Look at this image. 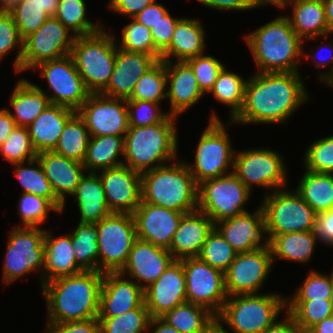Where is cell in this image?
<instances>
[{"label": "cell", "instance_id": "obj_5", "mask_svg": "<svg viewBox=\"0 0 333 333\" xmlns=\"http://www.w3.org/2000/svg\"><path fill=\"white\" fill-rule=\"evenodd\" d=\"M142 201L189 213L198 208V184L187 162L173 161L141 174Z\"/></svg>", "mask_w": 333, "mask_h": 333}, {"label": "cell", "instance_id": "obj_50", "mask_svg": "<svg viewBox=\"0 0 333 333\" xmlns=\"http://www.w3.org/2000/svg\"><path fill=\"white\" fill-rule=\"evenodd\" d=\"M8 11L12 14L23 40L37 31L49 18L40 0H22Z\"/></svg>", "mask_w": 333, "mask_h": 333}, {"label": "cell", "instance_id": "obj_36", "mask_svg": "<svg viewBox=\"0 0 333 333\" xmlns=\"http://www.w3.org/2000/svg\"><path fill=\"white\" fill-rule=\"evenodd\" d=\"M318 238L314 231L291 232L274 236L269 242L274 260H286L298 264L311 261Z\"/></svg>", "mask_w": 333, "mask_h": 333}, {"label": "cell", "instance_id": "obj_23", "mask_svg": "<svg viewBox=\"0 0 333 333\" xmlns=\"http://www.w3.org/2000/svg\"><path fill=\"white\" fill-rule=\"evenodd\" d=\"M172 254L165 248L137 238L132 246L127 262L120 271L143 289L154 283L174 261Z\"/></svg>", "mask_w": 333, "mask_h": 333}, {"label": "cell", "instance_id": "obj_27", "mask_svg": "<svg viewBox=\"0 0 333 333\" xmlns=\"http://www.w3.org/2000/svg\"><path fill=\"white\" fill-rule=\"evenodd\" d=\"M212 219L200 210L185 213L174 233L168 251L175 260L198 257L208 234L213 230Z\"/></svg>", "mask_w": 333, "mask_h": 333}, {"label": "cell", "instance_id": "obj_7", "mask_svg": "<svg viewBox=\"0 0 333 333\" xmlns=\"http://www.w3.org/2000/svg\"><path fill=\"white\" fill-rule=\"evenodd\" d=\"M116 50V37L105 25L96 33L75 37L70 55L90 93H101L109 84Z\"/></svg>", "mask_w": 333, "mask_h": 333}, {"label": "cell", "instance_id": "obj_55", "mask_svg": "<svg viewBox=\"0 0 333 333\" xmlns=\"http://www.w3.org/2000/svg\"><path fill=\"white\" fill-rule=\"evenodd\" d=\"M192 69L200 90L206 95L213 88L220 71L225 66L218 59L205 53L185 61Z\"/></svg>", "mask_w": 333, "mask_h": 333}, {"label": "cell", "instance_id": "obj_35", "mask_svg": "<svg viewBox=\"0 0 333 333\" xmlns=\"http://www.w3.org/2000/svg\"><path fill=\"white\" fill-rule=\"evenodd\" d=\"M121 155L124 156L123 136H91L82 164L86 172L98 173L122 165L123 159L119 158Z\"/></svg>", "mask_w": 333, "mask_h": 333}, {"label": "cell", "instance_id": "obj_60", "mask_svg": "<svg viewBox=\"0 0 333 333\" xmlns=\"http://www.w3.org/2000/svg\"><path fill=\"white\" fill-rule=\"evenodd\" d=\"M155 0H109L108 9L131 19Z\"/></svg>", "mask_w": 333, "mask_h": 333}, {"label": "cell", "instance_id": "obj_24", "mask_svg": "<svg viewBox=\"0 0 333 333\" xmlns=\"http://www.w3.org/2000/svg\"><path fill=\"white\" fill-rule=\"evenodd\" d=\"M214 228L237 253L249 252L268 244L261 205L254 212H243L214 224ZM263 240V241H262Z\"/></svg>", "mask_w": 333, "mask_h": 333}, {"label": "cell", "instance_id": "obj_12", "mask_svg": "<svg viewBox=\"0 0 333 333\" xmlns=\"http://www.w3.org/2000/svg\"><path fill=\"white\" fill-rule=\"evenodd\" d=\"M98 232V271L120 272L137 239L133 215L112 213L95 224Z\"/></svg>", "mask_w": 333, "mask_h": 333}, {"label": "cell", "instance_id": "obj_37", "mask_svg": "<svg viewBox=\"0 0 333 333\" xmlns=\"http://www.w3.org/2000/svg\"><path fill=\"white\" fill-rule=\"evenodd\" d=\"M161 318L180 333H210L217 326L214 313L190 302L176 306Z\"/></svg>", "mask_w": 333, "mask_h": 333}, {"label": "cell", "instance_id": "obj_8", "mask_svg": "<svg viewBox=\"0 0 333 333\" xmlns=\"http://www.w3.org/2000/svg\"><path fill=\"white\" fill-rule=\"evenodd\" d=\"M211 114L209 123L198 140L196 150L193 151L194 162L187 163L197 184L233 172L236 150L232 148L226 124L221 122L214 110Z\"/></svg>", "mask_w": 333, "mask_h": 333}, {"label": "cell", "instance_id": "obj_69", "mask_svg": "<svg viewBox=\"0 0 333 333\" xmlns=\"http://www.w3.org/2000/svg\"><path fill=\"white\" fill-rule=\"evenodd\" d=\"M327 21V28L330 34L333 33V0H323Z\"/></svg>", "mask_w": 333, "mask_h": 333}, {"label": "cell", "instance_id": "obj_67", "mask_svg": "<svg viewBox=\"0 0 333 333\" xmlns=\"http://www.w3.org/2000/svg\"><path fill=\"white\" fill-rule=\"evenodd\" d=\"M306 333H333V315L316 323Z\"/></svg>", "mask_w": 333, "mask_h": 333}, {"label": "cell", "instance_id": "obj_42", "mask_svg": "<svg viewBox=\"0 0 333 333\" xmlns=\"http://www.w3.org/2000/svg\"><path fill=\"white\" fill-rule=\"evenodd\" d=\"M71 234L75 261L84 271H98V232L93 223L78 222Z\"/></svg>", "mask_w": 333, "mask_h": 333}, {"label": "cell", "instance_id": "obj_34", "mask_svg": "<svg viewBox=\"0 0 333 333\" xmlns=\"http://www.w3.org/2000/svg\"><path fill=\"white\" fill-rule=\"evenodd\" d=\"M291 6V16L287 15L291 27L303 40H317L332 35L328 32L323 0H302L287 2Z\"/></svg>", "mask_w": 333, "mask_h": 333}, {"label": "cell", "instance_id": "obj_29", "mask_svg": "<svg viewBox=\"0 0 333 333\" xmlns=\"http://www.w3.org/2000/svg\"><path fill=\"white\" fill-rule=\"evenodd\" d=\"M46 229L44 236V269L42 284L53 279L84 271L75 261L71 234L52 236Z\"/></svg>", "mask_w": 333, "mask_h": 333}, {"label": "cell", "instance_id": "obj_20", "mask_svg": "<svg viewBox=\"0 0 333 333\" xmlns=\"http://www.w3.org/2000/svg\"><path fill=\"white\" fill-rule=\"evenodd\" d=\"M144 297L151 318H161L176 306L187 302L182 262L174 260L154 283L144 289Z\"/></svg>", "mask_w": 333, "mask_h": 333}, {"label": "cell", "instance_id": "obj_53", "mask_svg": "<svg viewBox=\"0 0 333 333\" xmlns=\"http://www.w3.org/2000/svg\"><path fill=\"white\" fill-rule=\"evenodd\" d=\"M304 169L333 174V136L315 140L304 153Z\"/></svg>", "mask_w": 333, "mask_h": 333}, {"label": "cell", "instance_id": "obj_31", "mask_svg": "<svg viewBox=\"0 0 333 333\" xmlns=\"http://www.w3.org/2000/svg\"><path fill=\"white\" fill-rule=\"evenodd\" d=\"M76 111L49 104L27 127L32 144L37 151H53L57 146L66 122Z\"/></svg>", "mask_w": 333, "mask_h": 333}, {"label": "cell", "instance_id": "obj_4", "mask_svg": "<svg viewBox=\"0 0 333 333\" xmlns=\"http://www.w3.org/2000/svg\"><path fill=\"white\" fill-rule=\"evenodd\" d=\"M176 120L168 115L158 124L129 127L124 136L123 164L142 174L177 160Z\"/></svg>", "mask_w": 333, "mask_h": 333}, {"label": "cell", "instance_id": "obj_30", "mask_svg": "<svg viewBox=\"0 0 333 333\" xmlns=\"http://www.w3.org/2000/svg\"><path fill=\"white\" fill-rule=\"evenodd\" d=\"M205 30L198 19L182 17L176 24L169 46L161 53V61H187L205 52Z\"/></svg>", "mask_w": 333, "mask_h": 333}, {"label": "cell", "instance_id": "obj_46", "mask_svg": "<svg viewBox=\"0 0 333 333\" xmlns=\"http://www.w3.org/2000/svg\"><path fill=\"white\" fill-rule=\"evenodd\" d=\"M151 317L146 306L117 317H98L100 333H146Z\"/></svg>", "mask_w": 333, "mask_h": 333}, {"label": "cell", "instance_id": "obj_40", "mask_svg": "<svg viewBox=\"0 0 333 333\" xmlns=\"http://www.w3.org/2000/svg\"><path fill=\"white\" fill-rule=\"evenodd\" d=\"M26 163L28 164L27 166L24 165ZM26 163L12 164L15 166L14 175L23 187L22 193L42 196L48 199L61 212L64 203L55 195L38 159L35 158Z\"/></svg>", "mask_w": 333, "mask_h": 333}, {"label": "cell", "instance_id": "obj_73", "mask_svg": "<svg viewBox=\"0 0 333 333\" xmlns=\"http://www.w3.org/2000/svg\"><path fill=\"white\" fill-rule=\"evenodd\" d=\"M330 302L333 306V269H332V272H331V297H330Z\"/></svg>", "mask_w": 333, "mask_h": 333}, {"label": "cell", "instance_id": "obj_54", "mask_svg": "<svg viewBox=\"0 0 333 333\" xmlns=\"http://www.w3.org/2000/svg\"><path fill=\"white\" fill-rule=\"evenodd\" d=\"M286 300H323L331 297V274L326 275L312 270L296 289V292Z\"/></svg>", "mask_w": 333, "mask_h": 333}, {"label": "cell", "instance_id": "obj_52", "mask_svg": "<svg viewBox=\"0 0 333 333\" xmlns=\"http://www.w3.org/2000/svg\"><path fill=\"white\" fill-rule=\"evenodd\" d=\"M18 49L13 62L14 71L21 72V58L23 53V39L14 22L12 14L8 10H0V60L8 53Z\"/></svg>", "mask_w": 333, "mask_h": 333}, {"label": "cell", "instance_id": "obj_59", "mask_svg": "<svg viewBox=\"0 0 333 333\" xmlns=\"http://www.w3.org/2000/svg\"><path fill=\"white\" fill-rule=\"evenodd\" d=\"M314 232L321 243L333 247V208L316 214Z\"/></svg>", "mask_w": 333, "mask_h": 333}, {"label": "cell", "instance_id": "obj_39", "mask_svg": "<svg viewBox=\"0 0 333 333\" xmlns=\"http://www.w3.org/2000/svg\"><path fill=\"white\" fill-rule=\"evenodd\" d=\"M90 132L84 119L76 112L65 124L54 152L68 159L83 163Z\"/></svg>", "mask_w": 333, "mask_h": 333}, {"label": "cell", "instance_id": "obj_19", "mask_svg": "<svg viewBox=\"0 0 333 333\" xmlns=\"http://www.w3.org/2000/svg\"><path fill=\"white\" fill-rule=\"evenodd\" d=\"M98 173L112 213L133 214L142 201L141 173L124 164Z\"/></svg>", "mask_w": 333, "mask_h": 333}, {"label": "cell", "instance_id": "obj_28", "mask_svg": "<svg viewBox=\"0 0 333 333\" xmlns=\"http://www.w3.org/2000/svg\"><path fill=\"white\" fill-rule=\"evenodd\" d=\"M51 183L55 195L64 203L71 196L86 170L82 163L68 159L54 151L39 152L36 157Z\"/></svg>", "mask_w": 333, "mask_h": 333}, {"label": "cell", "instance_id": "obj_65", "mask_svg": "<svg viewBox=\"0 0 333 333\" xmlns=\"http://www.w3.org/2000/svg\"><path fill=\"white\" fill-rule=\"evenodd\" d=\"M15 126V121L10 116L8 110L5 107L0 109V146L7 139Z\"/></svg>", "mask_w": 333, "mask_h": 333}, {"label": "cell", "instance_id": "obj_63", "mask_svg": "<svg viewBox=\"0 0 333 333\" xmlns=\"http://www.w3.org/2000/svg\"><path fill=\"white\" fill-rule=\"evenodd\" d=\"M332 44H333V39H332ZM332 44H326L325 42H322L321 45H319L320 47L316 48L318 49L316 53L319 54V50L321 51V49L323 48H327L328 46H330L331 48V51L333 50V45ZM332 46V47H331ZM329 48V49H330ZM333 52V51H332ZM316 53L313 55V54H306L304 50H302V55H304V57H306V59L308 58H311V59H316L317 58V55ZM331 57H326V58H321L318 62L313 60L314 62H316V65L315 67L316 68H323V67H326L328 66V70L326 72H323V73H319L318 75V79L322 81V83L324 82L325 84H327L332 78H333V54L330 55Z\"/></svg>", "mask_w": 333, "mask_h": 333}, {"label": "cell", "instance_id": "obj_75", "mask_svg": "<svg viewBox=\"0 0 333 333\" xmlns=\"http://www.w3.org/2000/svg\"><path fill=\"white\" fill-rule=\"evenodd\" d=\"M297 1H302V0H287V2H297Z\"/></svg>", "mask_w": 333, "mask_h": 333}, {"label": "cell", "instance_id": "obj_48", "mask_svg": "<svg viewBox=\"0 0 333 333\" xmlns=\"http://www.w3.org/2000/svg\"><path fill=\"white\" fill-rule=\"evenodd\" d=\"M0 154L10 164L33 160L38 153L35 150L27 127L15 126L0 146Z\"/></svg>", "mask_w": 333, "mask_h": 333}, {"label": "cell", "instance_id": "obj_9", "mask_svg": "<svg viewBox=\"0 0 333 333\" xmlns=\"http://www.w3.org/2000/svg\"><path fill=\"white\" fill-rule=\"evenodd\" d=\"M260 203L264 213L265 236L314 231L316 212L295 191L278 189L264 194Z\"/></svg>", "mask_w": 333, "mask_h": 333}, {"label": "cell", "instance_id": "obj_66", "mask_svg": "<svg viewBox=\"0 0 333 333\" xmlns=\"http://www.w3.org/2000/svg\"><path fill=\"white\" fill-rule=\"evenodd\" d=\"M153 327V329H152ZM155 327V328H154ZM149 333H180L178 330L170 326L162 318H151L148 327Z\"/></svg>", "mask_w": 333, "mask_h": 333}, {"label": "cell", "instance_id": "obj_32", "mask_svg": "<svg viewBox=\"0 0 333 333\" xmlns=\"http://www.w3.org/2000/svg\"><path fill=\"white\" fill-rule=\"evenodd\" d=\"M71 196L77 201L79 222L96 224L112 214L98 173L85 172Z\"/></svg>", "mask_w": 333, "mask_h": 333}, {"label": "cell", "instance_id": "obj_57", "mask_svg": "<svg viewBox=\"0 0 333 333\" xmlns=\"http://www.w3.org/2000/svg\"><path fill=\"white\" fill-rule=\"evenodd\" d=\"M181 19L171 16L168 12L154 26L150 28L154 46L162 53L170 44L175 26Z\"/></svg>", "mask_w": 333, "mask_h": 333}, {"label": "cell", "instance_id": "obj_58", "mask_svg": "<svg viewBox=\"0 0 333 333\" xmlns=\"http://www.w3.org/2000/svg\"><path fill=\"white\" fill-rule=\"evenodd\" d=\"M45 327L44 333H100V322L98 318L46 324Z\"/></svg>", "mask_w": 333, "mask_h": 333}, {"label": "cell", "instance_id": "obj_49", "mask_svg": "<svg viewBox=\"0 0 333 333\" xmlns=\"http://www.w3.org/2000/svg\"><path fill=\"white\" fill-rule=\"evenodd\" d=\"M236 255L237 251L213 228L208 234L198 257L211 267L225 272Z\"/></svg>", "mask_w": 333, "mask_h": 333}, {"label": "cell", "instance_id": "obj_72", "mask_svg": "<svg viewBox=\"0 0 333 333\" xmlns=\"http://www.w3.org/2000/svg\"><path fill=\"white\" fill-rule=\"evenodd\" d=\"M210 333H227V329L224 327H215Z\"/></svg>", "mask_w": 333, "mask_h": 333}, {"label": "cell", "instance_id": "obj_2", "mask_svg": "<svg viewBox=\"0 0 333 333\" xmlns=\"http://www.w3.org/2000/svg\"><path fill=\"white\" fill-rule=\"evenodd\" d=\"M102 280V272L82 271L43 283L46 324L98 318Z\"/></svg>", "mask_w": 333, "mask_h": 333}, {"label": "cell", "instance_id": "obj_43", "mask_svg": "<svg viewBox=\"0 0 333 333\" xmlns=\"http://www.w3.org/2000/svg\"><path fill=\"white\" fill-rule=\"evenodd\" d=\"M85 0H59L57 11L54 15L75 36L90 35L100 31L104 24L93 23L86 17Z\"/></svg>", "mask_w": 333, "mask_h": 333}, {"label": "cell", "instance_id": "obj_71", "mask_svg": "<svg viewBox=\"0 0 333 333\" xmlns=\"http://www.w3.org/2000/svg\"><path fill=\"white\" fill-rule=\"evenodd\" d=\"M21 1L22 0H0V10H9L15 4Z\"/></svg>", "mask_w": 333, "mask_h": 333}, {"label": "cell", "instance_id": "obj_3", "mask_svg": "<svg viewBox=\"0 0 333 333\" xmlns=\"http://www.w3.org/2000/svg\"><path fill=\"white\" fill-rule=\"evenodd\" d=\"M244 37L258 73L300 71L303 40L291 27L287 15L267 22Z\"/></svg>", "mask_w": 333, "mask_h": 333}, {"label": "cell", "instance_id": "obj_26", "mask_svg": "<svg viewBox=\"0 0 333 333\" xmlns=\"http://www.w3.org/2000/svg\"><path fill=\"white\" fill-rule=\"evenodd\" d=\"M166 69V98L169 115L178 117L205 95L199 88L191 67L185 61H164Z\"/></svg>", "mask_w": 333, "mask_h": 333}, {"label": "cell", "instance_id": "obj_68", "mask_svg": "<svg viewBox=\"0 0 333 333\" xmlns=\"http://www.w3.org/2000/svg\"><path fill=\"white\" fill-rule=\"evenodd\" d=\"M253 8H259L266 5H274L276 8L284 9L287 5V0H250Z\"/></svg>", "mask_w": 333, "mask_h": 333}, {"label": "cell", "instance_id": "obj_13", "mask_svg": "<svg viewBox=\"0 0 333 333\" xmlns=\"http://www.w3.org/2000/svg\"><path fill=\"white\" fill-rule=\"evenodd\" d=\"M233 173L252 192L253 186L272 192L284 189L287 184V168L283 157L268 148L235 151Z\"/></svg>", "mask_w": 333, "mask_h": 333}, {"label": "cell", "instance_id": "obj_10", "mask_svg": "<svg viewBox=\"0 0 333 333\" xmlns=\"http://www.w3.org/2000/svg\"><path fill=\"white\" fill-rule=\"evenodd\" d=\"M45 232L46 230L41 227H12L9 231L2 267V281L5 285L23 278L30 272L38 271L41 280L40 286H42Z\"/></svg>", "mask_w": 333, "mask_h": 333}, {"label": "cell", "instance_id": "obj_17", "mask_svg": "<svg viewBox=\"0 0 333 333\" xmlns=\"http://www.w3.org/2000/svg\"><path fill=\"white\" fill-rule=\"evenodd\" d=\"M273 265L268 244L253 251L237 253L234 261L224 272L228 297L237 294H259Z\"/></svg>", "mask_w": 333, "mask_h": 333}, {"label": "cell", "instance_id": "obj_41", "mask_svg": "<svg viewBox=\"0 0 333 333\" xmlns=\"http://www.w3.org/2000/svg\"><path fill=\"white\" fill-rule=\"evenodd\" d=\"M247 80L237 73L230 72L224 66L209 92L218 102L229 106L230 121L239 114L243 107Z\"/></svg>", "mask_w": 333, "mask_h": 333}, {"label": "cell", "instance_id": "obj_51", "mask_svg": "<svg viewBox=\"0 0 333 333\" xmlns=\"http://www.w3.org/2000/svg\"><path fill=\"white\" fill-rule=\"evenodd\" d=\"M17 208L23 224L19 226L41 227L50 211L61 213L48 199L29 193L21 194Z\"/></svg>", "mask_w": 333, "mask_h": 333}, {"label": "cell", "instance_id": "obj_44", "mask_svg": "<svg viewBox=\"0 0 333 333\" xmlns=\"http://www.w3.org/2000/svg\"><path fill=\"white\" fill-rule=\"evenodd\" d=\"M286 311L294 318L302 333H306L316 323L333 315L330 299L286 300Z\"/></svg>", "mask_w": 333, "mask_h": 333}, {"label": "cell", "instance_id": "obj_25", "mask_svg": "<svg viewBox=\"0 0 333 333\" xmlns=\"http://www.w3.org/2000/svg\"><path fill=\"white\" fill-rule=\"evenodd\" d=\"M156 62L157 60L151 55L129 52L117 47L110 82L101 94L117 99H129L136 82Z\"/></svg>", "mask_w": 333, "mask_h": 333}, {"label": "cell", "instance_id": "obj_38", "mask_svg": "<svg viewBox=\"0 0 333 333\" xmlns=\"http://www.w3.org/2000/svg\"><path fill=\"white\" fill-rule=\"evenodd\" d=\"M295 191L316 213L333 208V174L305 169Z\"/></svg>", "mask_w": 333, "mask_h": 333}, {"label": "cell", "instance_id": "obj_56", "mask_svg": "<svg viewBox=\"0 0 333 333\" xmlns=\"http://www.w3.org/2000/svg\"><path fill=\"white\" fill-rule=\"evenodd\" d=\"M129 127H144L162 122L168 112H162L159 103L126 100Z\"/></svg>", "mask_w": 333, "mask_h": 333}, {"label": "cell", "instance_id": "obj_47", "mask_svg": "<svg viewBox=\"0 0 333 333\" xmlns=\"http://www.w3.org/2000/svg\"><path fill=\"white\" fill-rule=\"evenodd\" d=\"M117 47L129 52H140L160 60L161 52L154 46L151 30L132 18L122 28L121 41Z\"/></svg>", "mask_w": 333, "mask_h": 333}, {"label": "cell", "instance_id": "obj_21", "mask_svg": "<svg viewBox=\"0 0 333 333\" xmlns=\"http://www.w3.org/2000/svg\"><path fill=\"white\" fill-rule=\"evenodd\" d=\"M184 214L141 201L132 214L137 238L168 250Z\"/></svg>", "mask_w": 333, "mask_h": 333}, {"label": "cell", "instance_id": "obj_62", "mask_svg": "<svg viewBox=\"0 0 333 333\" xmlns=\"http://www.w3.org/2000/svg\"><path fill=\"white\" fill-rule=\"evenodd\" d=\"M203 6L218 11H249L254 9L250 0H197Z\"/></svg>", "mask_w": 333, "mask_h": 333}, {"label": "cell", "instance_id": "obj_18", "mask_svg": "<svg viewBox=\"0 0 333 333\" xmlns=\"http://www.w3.org/2000/svg\"><path fill=\"white\" fill-rule=\"evenodd\" d=\"M77 112L84 119L91 136L124 137L129 129L125 99L90 93Z\"/></svg>", "mask_w": 333, "mask_h": 333}, {"label": "cell", "instance_id": "obj_74", "mask_svg": "<svg viewBox=\"0 0 333 333\" xmlns=\"http://www.w3.org/2000/svg\"><path fill=\"white\" fill-rule=\"evenodd\" d=\"M326 85H328L331 88H333V78Z\"/></svg>", "mask_w": 333, "mask_h": 333}, {"label": "cell", "instance_id": "obj_14", "mask_svg": "<svg viewBox=\"0 0 333 333\" xmlns=\"http://www.w3.org/2000/svg\"><path fill=\"white\" fill-rule=\"evenodd\" d=\"M38 69L41 71V78H45L48 89L52 92L51 95L45 92L50 104L64 106L77 112L90 95L70 54L42 62L33 68Z\"/></svg>", "mask_w": 333, "mask_h": 333}, {"label": "cell", "instance_id": "obj_15", "mask_svg": "<svg viewBox=\"0 0 333 333\" xmlns=\"http://www.w3.org/2000/svg\"><path fill=\"white\" fill-rule=\"evenodd\" d=\"M180 261L185 272L187 302L202 305L217 316L228 299L224 272L211 267L199 257Z\"/></svg>", "mask_w": 333, "mask_h": 333}, {"label": "cell", "instance_id": "obj_22", "mask_svg": "<svg viewBox=\"0 0 333 333\" xmlns=\"http://www.w3.org/2000/svg\"><path fill=\"white\" fill-rule=\"evenodd\" d=\"M145 306L144 289L120 272L103 273L98 317H117Z\"/></svg>", "mask_w": 333, "mask_h": 333}, {"label": "cell", "instance_id": "obj_70", "mask_svg": "<svg viewBox=\"0 0 333 333\" xmlns=\"http://www.w3.org/2000/svg\"><path fill=\"white\" fill-rule=\"evenodd\" d=\"M40 4L49 17H54L59 0H40Z\"/></svg>", "mask_w": 333, "mask_h": 333}, {"label": "cell", "instance_id": "obj_6", "mask_svg": "<svg viewBox=\"0 0 333 333\" xmlns=\"http://www.w3.org/2000/svg\"><path fill=\"white\" fill-rule=\"evenodd\" d=\"M283 309H287L286 298L280 293L233 295L216 316L217 327L226 325L232 333H263L277 321Z\"/></svg>", "mask_w": 333, "mask_h": 333}, {"label": "cell", "instance_id": "obj_33", "mask_svg": "<svg viewBox=\"0 0 333 333\" xmlns=\"http://www.w3.org/2000/svg\"><path fill=\"white\" fill-rule=\"evenodd\" d=\"M9 99L10 108H6L16 126L28 127L36 117L50 104L45 91L28 79H18Z\"/></svg>", "mask_w": 333, "mask_h": 333}, {"label": "cell", "instance_id": "obj_1", "mask_svg": "<svg viewBox=\"0 0 333 333\" xmlns=\"http://www.w3.org/2000/svg\"><path fill=\"white\" fill-rule=\"evenodd\" d=\"M300 75V72H256L249 76L243 107L226 126L284 124L310 99Z\"/></svg>", "mask_w": 333, "mask_h": 333}, {"label": "cell", "instance_id": "obj_45", "mask_svg": "<svg viewBox=\"0 0 333 333\" xmlns=\"http://www.w3.org/2000/svg\"><path fill=\"white\" fill-rule=\"evenodd\" d=\"M166 69L164 61H157L136 82L135 88L127 100H143L161 103L166 99Z\"/></svg>", "mask_w": 333, "mask_h": 333}, {"label": "cell", "instance_id": "obj_16", "mask_svg": "<svg viewBox=\"0 0 333 333\" xmlns=\"http://www.w3.org/2000/svg\"><path fill=\"white\" fill-rule=\"evenodd\" d=\"M75 37L56 17H49L37 31L23 40L21 72L69 55Z\"/></svg>", "mask_w": 333, "mask_h": 333}, {"label": "cell", "instance_id": "obj_64", "mask_svg": "<svg viewBox=\"0 0 333 333\" xmlns=\"http://www.w3.org/2000/svg\"><path fill=\"white\" fill-rule=\"evenodd\" d=\"M285 312L286 315H284L283 319L277 320L263 333H302L294 318L287 311Z\"/></svg>", "mask_w": 333, "mask_h": 333}, {"label": "cell", "instance_id": "obj_61", "mask_svg": "<svg viewBox=\"0 0 333 333\" xmlns=\"http://www.w3.org/2000/svg\"><path fill=\"white\" fill-rule=\"evenodd\" d=\"M156 1L157 0L144 8L140 13L134 16L133 19L149 29L154 26L169 12L163 4L157 3Z\"/></svg>", "mask_w": 333, "mask_h": 333}, {"label": "cell", "instance_id": "obj_11", "mask_svg": "<svg viewBox=\"0 0 333 333\" xmlns=\"http://www.w3.org/2000/svg\"><path fill=\"white\" fill-rule=\"evenodd\" d=\"M251 191L233 173L210 178L198 184V210L208 215L214 224L246 212Z\"/></svg>", "mask_w": 333, "mask_h": 333}]
</instances>
